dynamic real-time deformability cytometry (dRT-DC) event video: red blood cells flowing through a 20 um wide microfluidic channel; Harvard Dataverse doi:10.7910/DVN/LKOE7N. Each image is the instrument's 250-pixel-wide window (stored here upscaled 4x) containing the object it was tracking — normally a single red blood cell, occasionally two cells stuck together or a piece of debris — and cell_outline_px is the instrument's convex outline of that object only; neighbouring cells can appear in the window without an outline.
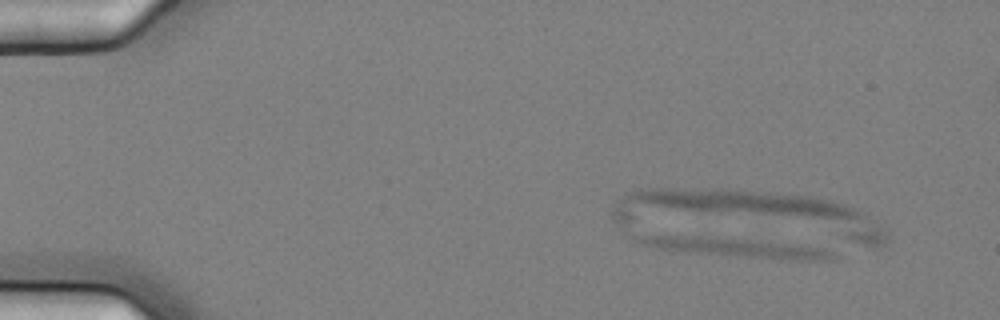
{"species": "common noctule bat (a hibernating species)", "species_latin": "Nyctalus noctula", "temperature_condition": "cold", "stored_images_in_passage": 6, "camera_frame_rate_fps": 3000, "um_per_image_px": 0.085, "animal": {"sex": "female", "body_mass_g": 25.1}, "frame": {"image": 1, "passage_image": 2, "time_ms": 0.333, "image_size_px": [1000, 320], "cell_outline_px": [[836, 260], [784, 260], [684, 252], [660, 248], [640, 244], [628, 240], [632, 232], [636, 232], [708, 236], [800, 244], [824, 248], [832, 252], [836, 256]], "centroid_in_image_um": [62.26, 20.98], "position_along_channel_um": 22.7, "area_um2": 23.29}}